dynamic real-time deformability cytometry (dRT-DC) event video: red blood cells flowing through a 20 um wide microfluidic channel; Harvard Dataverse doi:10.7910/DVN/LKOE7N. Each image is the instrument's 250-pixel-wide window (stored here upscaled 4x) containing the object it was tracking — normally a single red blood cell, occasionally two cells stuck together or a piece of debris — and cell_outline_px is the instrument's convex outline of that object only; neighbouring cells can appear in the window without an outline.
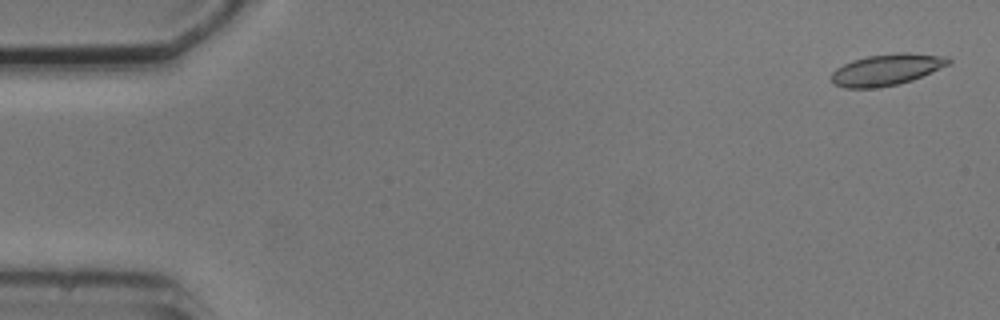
{"species": "common noctule bat (a hibernating species)", "species_latin": "Nyctalus noctula", "temperature_condition": "cold", "stored_images_in_passage": 5, "camera_frame_rate_fps": 3000, "um_per_image_px": 0.085, "animal": {"sex": "male", "body_mass_g": 20.5, "forearm_length_mm": 52.5}, "frame": {"image": 1, "passage_image": 1, "time_ms": 0.0, "image_size_px": [1000, 320], "cell_outline_px": [[952, 64], [912, 80], [896, 84], [876, 88], [844, 88], [832, 84], [832, 72], [836, 68], [852, 60], [868, 56], [900, 52], [908, 52], [948, 56], [952, 60]], "centroid_in_image_um": [75.4, 5.91], "position_along_channel_um": 9.6, "area_um2": 21.62}}
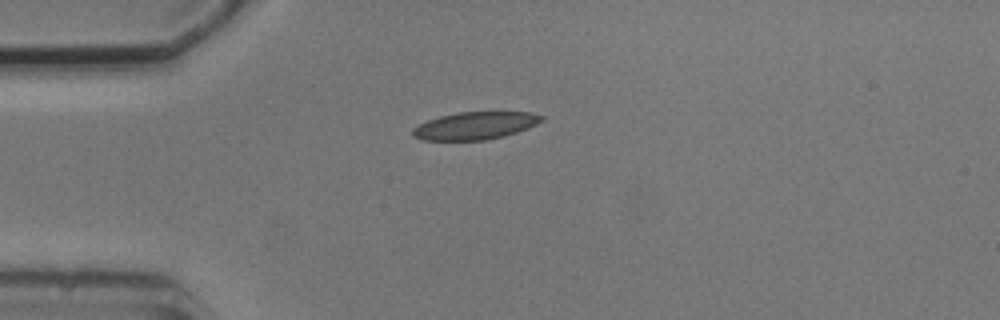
{"frame": {"image": 2, "passage_image": 4, "time_ms": 4.0, "image_size_px": [1000, 320], "cell_outline_px": [[544, 120], [528, 128], [504, 136], [484, 140], [420, 140], [412, 136], [412, 128], [428, 120], [440, 116], [456, 112], [532, 112], [544, 116]], "centroid_in_image_um": [40.38, 10.68], "position_along_channel_um": 44.6, "area_um2": 20.75}}
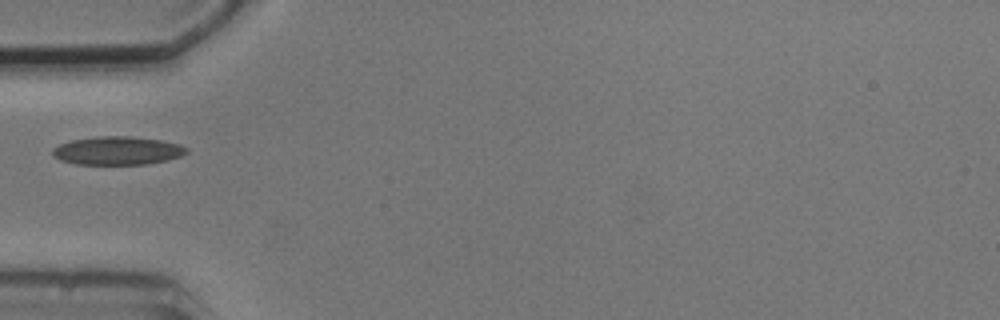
{"frame": {"image": 3, "passage_image": 5, "time_ms": 5.333, "image_size_px": [1000, 320], "cell_outline_px": [[188, 152], [180, 156], [168, 160], [148, 164], [76, 164], [60, 160], [52, 156], [52, 148], [60, 144], [72, 140], [96, 136], [132, 136], [160, 140], [180, 144], [188, 148]], "centroid_in_image_um": [9.98, 12.8], "position_along_channel_um": 75.0, "area_um2": 22.25}}